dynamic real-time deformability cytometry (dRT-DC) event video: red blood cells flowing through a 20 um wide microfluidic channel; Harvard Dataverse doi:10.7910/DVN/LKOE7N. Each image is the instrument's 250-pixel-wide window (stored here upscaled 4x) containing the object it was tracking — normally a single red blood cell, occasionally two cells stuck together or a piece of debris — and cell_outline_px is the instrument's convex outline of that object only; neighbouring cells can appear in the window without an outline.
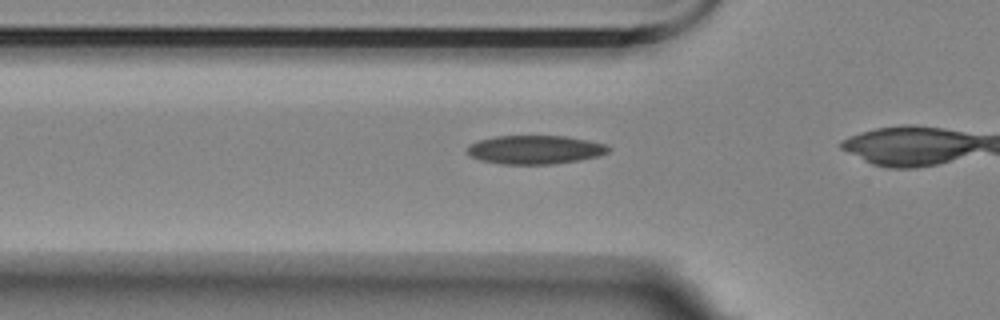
{"species": "Egyptian fruit bat (a non-hibernating species)", "species_latin": "Rousettus aegyptiacus", "temperature_condition": "room temperature", "stored_images_in_passage": 17, "camera_frame_rate_fps": 3000, "um_per_image_px": 0.085, "animal": {"sex": "female"}, "frame": {"image": 1, "passage_image": 12, "time_ms": 3.667, "image_size_px": [1000, 320], "cell_outline_px": [[612, 148], [608, 152], [600, 156], [552, 164], [500, 164], [480, 160], [472, 156], [468, 152], [468, 148], [472, 144], [480, 140], [496, 136], [568, 136], [608, 144]], "centroid_in_image_um": [45.55, 12.72], "position_along_channel_um": 80.2, "area_um2": 23.52}}
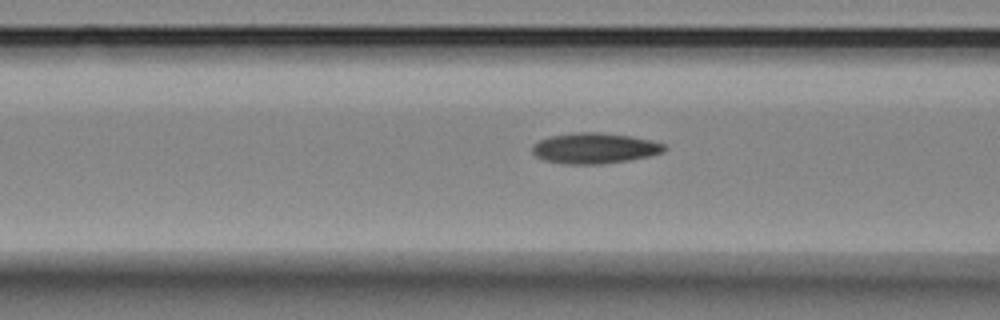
{"frame": {"image": 2, "passage_image": 15, "time_ms": 4.667, "image_size_px": [1000, 320], "cell_outline_px": [[668, 148], [664, 152], [648, 156], [628, 160], [600, 164], [568, 164], [544, 160], [536, 156], [532, 152], [532, 144], [548, 136], [576, 132], [600, 132], [632, 136], [652, 140], [664, 144]], "centroid_in_image_um": [50.54, 12.59], "position_along_channel_um": 116.1, "area_um2": 23.7}}